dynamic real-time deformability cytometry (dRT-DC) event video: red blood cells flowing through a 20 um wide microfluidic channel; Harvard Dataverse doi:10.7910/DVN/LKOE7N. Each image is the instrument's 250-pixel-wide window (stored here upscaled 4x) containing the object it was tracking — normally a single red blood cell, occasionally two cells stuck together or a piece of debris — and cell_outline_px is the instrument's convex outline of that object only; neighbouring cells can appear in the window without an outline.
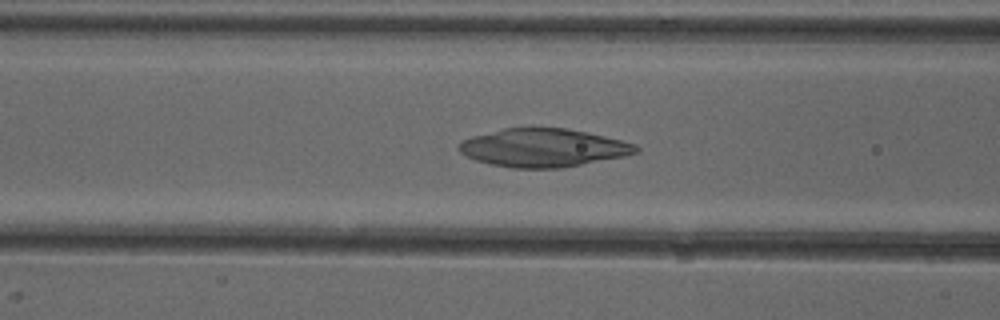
{"species": "common noctule bat (a hibernating species)", "species_latin": "Nyctalus noctula", "temperature_condition": "cold", "stored_images_in_passage": 44, "camera_frame_rate_fps": 3000, "um_per_image_px": 0.085, "animal": {"sex": "female"}, "frame": {"image": 1, "passage_image": 13, "time_ms": 4.0, "image_size_px": [1000, 320], "cell_outline_px": [[640, 152], [624, 156], [560, 168], [512, 168], [492, 164], [476, 160], [460, 152], [456, 148], [464, 140], [472, 136], [504, 128], [564, 128], [604, 136], [636, 144], [640, 148]], "centroid_in_image_um": [46.18, 12.56], "position_along_channel_um": 120.4, "area_um2": 39.02}}
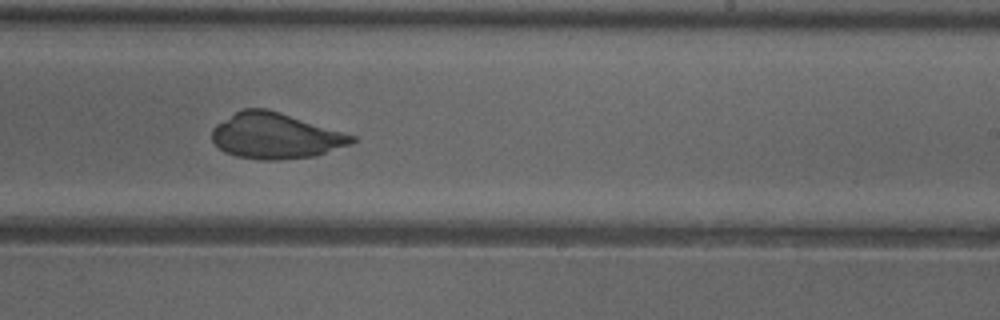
{"frame": {"image": 2, "passage_image": 24, "time_ms": 7.667, "image_size_px": [1000, 320], "cell_outline_px": [[356, 140], [352, 144], [316, 156], [280, 160], [260, 160], [236, 156], [224, 152], [212, 140], [212, 128], [216, 124], [236, 112], [244, 108], [268, 108], [356, 136]], "centroid_in_image_um": [23.43, 11.55], "position_along_channel_um": 265.6, "area_um2": 37.4}}
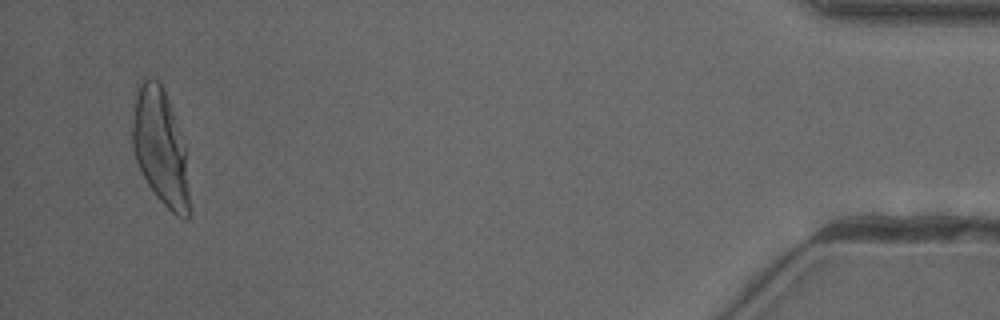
{"frame": {"image": 3, "passage_image": 42, "time_ms": 13.667, "image_size_px": [1000, 320], "cell_outline_px": [[188, 220], [184, 220], [176, 216], [156, 196], [148, 184], [136, 160], [132, 148], [132, 128], [136, 84], [148, 76], [152, 76], [160, 80], [184, 144], [188, 188]], "centroid_in_image_um": [13.59, 12.46], "position_along_channel_um": 421.6, "area_um2": 38.15}}